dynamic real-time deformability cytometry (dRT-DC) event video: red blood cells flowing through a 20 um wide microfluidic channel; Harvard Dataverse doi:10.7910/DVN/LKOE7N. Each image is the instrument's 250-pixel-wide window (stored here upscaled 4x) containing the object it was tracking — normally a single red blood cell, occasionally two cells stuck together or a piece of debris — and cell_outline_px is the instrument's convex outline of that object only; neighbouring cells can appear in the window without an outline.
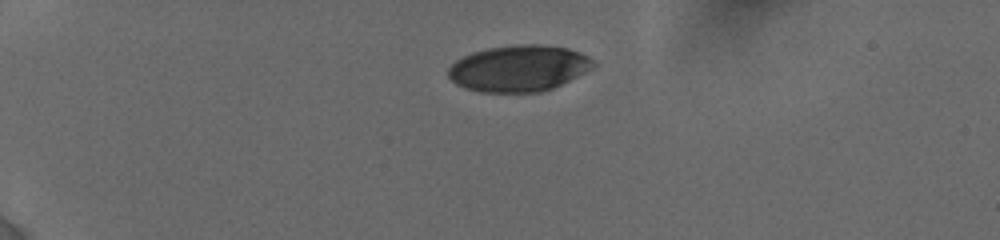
{"species": "human", "species_latin": "Homo sapiens", "temperature_condition": "cold", "stored_images_in_passage": 41, "camera_frame_rate_fps": 3000, "um_per_image_px": 0.085, "donor": {"sex": "female"}, "frame": {"image": 1, "passage_image": 1, "time_ms": 0.0, "image_size_px": [1000, 240], "cell_outline_px": [[596, 64], [584, 72], [552, 88], [540, 92], [480, 92], [464, 88], [456, 84], [448, 76], [448, 68], [456, 60], [472, 52], [488, 48], [516, 44], [540, 44], [568, 48], [580, 52], [596, 60]], "centroid_in_image_um": [44.08, 5.8], "position_along_channel_um": 40.9, "area_um2": 39.07}}
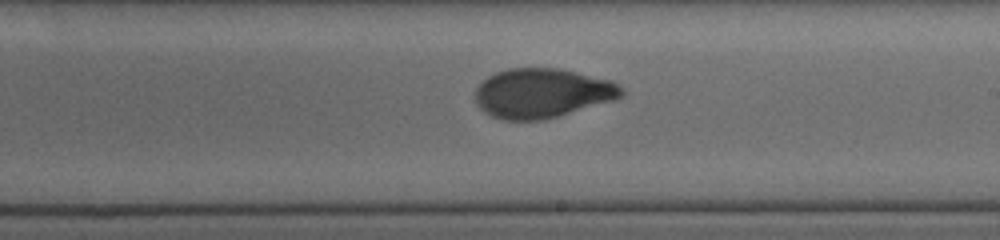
{"frame": {"image": 2, "passage_image": 21, "time_ms": 7.0, "image_size_px": [1000, 240], "cell_outline_px": [[624, 96], [616, 100], [544, 120], [504, 120], [492, 116], [484, 112], [476, 104], [476, 88], [488, 76], [496, 72], [508, 68], [560, 68], [612, 80], [620, 84], [624, 88]], "centroid_in_image_um": [46.14, 7.92], "position_along_channel_um": 242.9, "area_um2": 42.6}}
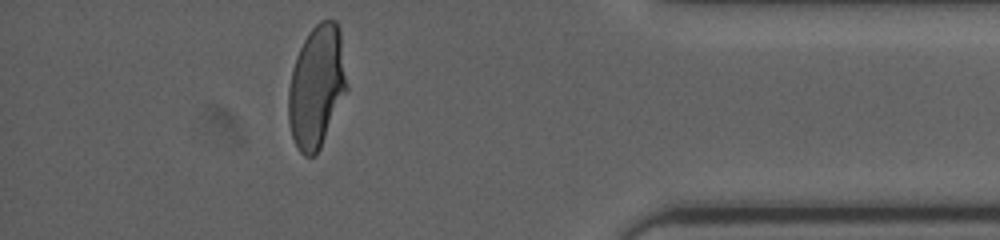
{"frame": {"image": 3, "passage_image": 36, "time_ms": 12.0, "image_size_px": [1000, 240], "cell_outline_px": [[348, 88], [320, 148], [312, 156], [304, 156], [300, 152], [292, 136], [288, 120], [288, 88], [292, 68], [296, 56], [308, 32], [320, 20], [336, 20], [340, 28]], "centroid_in_image_um": [26.91, 7.33], "position_along_channel_um": 408.3, "area_um2": 41.67}, "authors_computed_cell_mechanics": {"area_um2": 41.7316, "velocity_mm_per_s": 3.8422, "shape_relaxation_time_tau1_ms": 4.0206, "shape_relaxation_time_tau2_ms": 1.0274, "deformation_change_tau1": 0.1752, "deformation_change_tau2": 0.057}}